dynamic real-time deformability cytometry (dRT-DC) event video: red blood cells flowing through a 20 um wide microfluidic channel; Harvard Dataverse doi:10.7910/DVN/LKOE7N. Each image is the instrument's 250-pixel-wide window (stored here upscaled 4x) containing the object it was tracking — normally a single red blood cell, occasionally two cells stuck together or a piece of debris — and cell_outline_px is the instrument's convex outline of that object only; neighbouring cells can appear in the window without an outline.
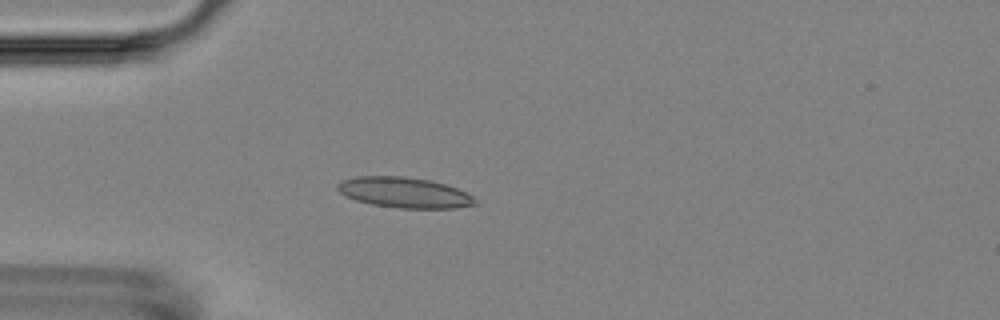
{"species": "Egyptian fruit bat (a non-hibernating species)", "species_latin": "Rousettus aegyptiacus", "temperature_condition": "room temperature", "stored_images_in_passage": 4, "camera_frame_rate_fps": 3000, "um_per_image_px": 0.085, "animal": {"sex": "female"}, "frame": {"image": 1, "passage_image": 4, "time_ms": 4.667, "image_size_px": [1000, 320], "cell_outline_px": [[480, 204], [456, 208], [400, 208], [372, 204], [356, 200], [340, 192], [336, 188], [336, 184], [340, 180], [356, 176], [404, 176], [428, 180], [444, 184], [468, 192]], "centroid_in_image_um": [34.38, 16.36], "position_along_channel_um": 50.6, "area_um2": 24.51}}